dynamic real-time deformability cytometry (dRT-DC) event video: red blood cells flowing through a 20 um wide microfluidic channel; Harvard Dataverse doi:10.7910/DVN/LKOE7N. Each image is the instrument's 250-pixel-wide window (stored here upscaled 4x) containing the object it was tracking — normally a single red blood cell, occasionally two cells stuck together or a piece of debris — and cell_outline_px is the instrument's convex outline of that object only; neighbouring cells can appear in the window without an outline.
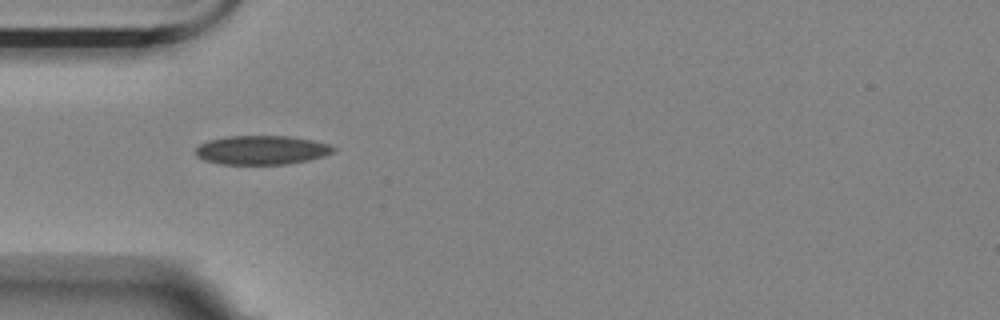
{"species": "Egyptian fruit bat (a non-hibernating species)", "species_latin": "Rousettus aegyptiacus", "temperature_condition": "room temperature", "stored_images_in_passage": 40, "camera_frame_rate_fps": 3000, "um_per_image_px": 0.085, "animal": {"sex": "female"}, "frame": {"image": 1, "passage_image": 1, "time_ms": 0.0, "image_size_px": [1000, 320], "cell_outline_px": [[336, 152], [324, 156], [308, 160], [288, 164], [220, 164], [204, 160], [196, 156], [196, 148], [200, 144], [208, 140], [228, 136], [288, 136], [312, 140], [332, 144], [336, 148]], "centroid_in_image_um": [22.28, 12.75], "position_along_channel_um": 62.7, "area_um2": 23.47}}
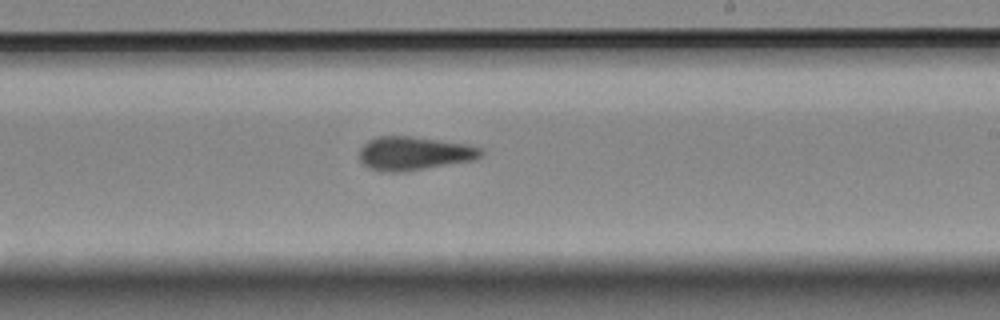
{"frame": {"image": 2, "passage_image": 17, "time_ms": 5.333, "image_size_px": [1000, 320], "cell_outline_px": [[484, 152], [476, 160], [404, 172], [384, 172], [368, 168], [360, 160], [360, 148], [368, 140], [376, 136], [412, 136], [472, 144], [484, 148]], "centroid_in_image_um": [35.25, 13.03], "position_along_channel_um": 253.7, "area_um2": 24.33}}
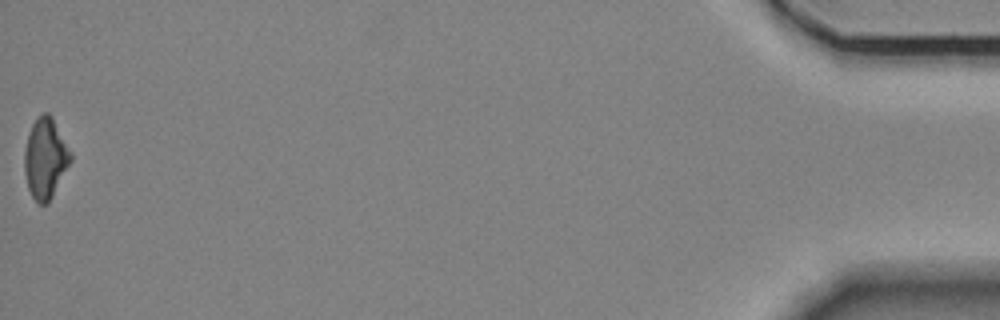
{"frame": {"image": 3, "passage_image": 40, "time_ms": 13.0, "image_size_px": [1000, 320], "cell_outline_px": [[72, 160], [52, 196], [44, 204], [40, 204], [32, 196], [28, 188], [24, 172], [24, 152], [28, 136], [32, 124], [36, 116], [44, 112], [48, 112], [52, 116], [72, 152]], "centroid_in_image_um": [3.86, 13.41], "position_along_channel_um": 431.3, "area_um2": 21.62}, "authors_computed_cell_mechanics": {"area_um2": 22.9177, "velocity_mm_per_s": 3.5862, "shape_relaxation_time_tau1_ms": null, "shape_relaxation_time_tau2_ms": 4.5531, "deformation_change_tau1": null, "deformation_change_tau2": 0.1115}}